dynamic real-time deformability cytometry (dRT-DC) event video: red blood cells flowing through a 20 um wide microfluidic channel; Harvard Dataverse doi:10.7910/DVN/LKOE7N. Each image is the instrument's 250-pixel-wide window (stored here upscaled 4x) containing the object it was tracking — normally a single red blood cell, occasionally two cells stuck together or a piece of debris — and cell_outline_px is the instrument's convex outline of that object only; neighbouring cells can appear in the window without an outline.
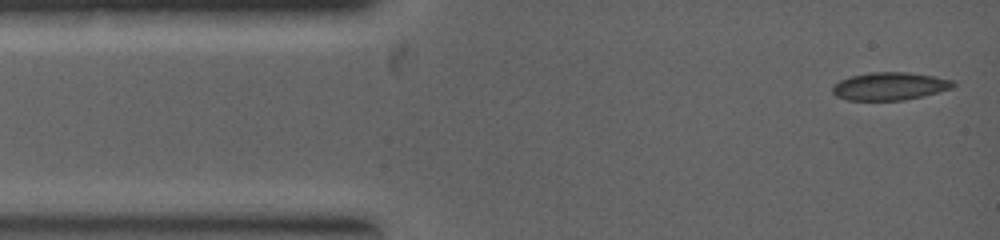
{"species": "common noctule bat (a hibernating species)", "species_latin": "Nyctalus noctula", "temperature_condition": "warm", "stored_images_in_passage": 3, "camera_frame_rate_fps": 5000, "um_per_image_px": 0.085, "animal": {"sex": "female", "body_mass_g": 19.0, "forearm_length_mm": 53.3}, "frame": {"image": 1, "passage_image": 1, "time_ms": 0.0, "image_size_px": [1000, 240], "cell_outline_px": [[956, 84], [952, 88], [924, 96], [904, 100], [848, 100], [836, 96], [832, 92], [832, 88], [840, 80], [848, 76], [868, 72], [908, 72], [936, 76], [952, 80]], "centroid_in_image_um": [75.63, 7.32], "position_along_channel_um": 9.4, "area_um2": 19.71}}